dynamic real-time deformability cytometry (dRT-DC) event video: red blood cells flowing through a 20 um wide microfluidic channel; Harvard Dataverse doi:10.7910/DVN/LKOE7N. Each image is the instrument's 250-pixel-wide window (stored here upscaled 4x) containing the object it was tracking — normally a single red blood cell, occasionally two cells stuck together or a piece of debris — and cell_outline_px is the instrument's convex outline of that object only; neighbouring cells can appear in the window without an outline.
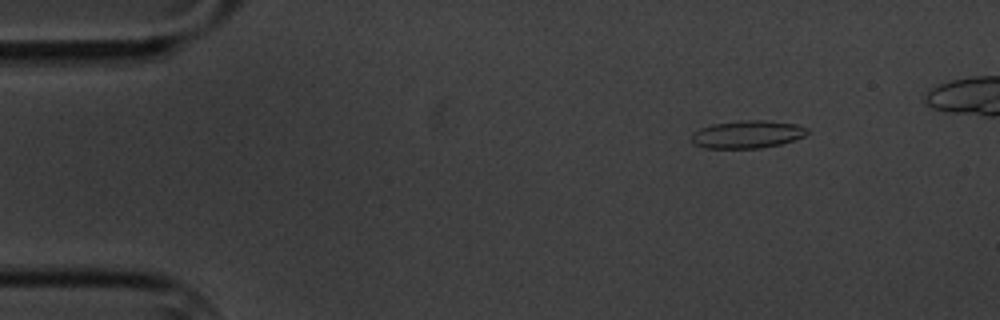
{"species": "common noctule bat (a hibernating species)", "species_latin": "Nyctalus noctula", "temperature_condition": "cold", "stored_images_in_passage": 7, "camera_frame_rate_fps": 3000, "um_per_image_px": 0.085, "animal": {"sex": "male", "body_mass_g": 20.1, "forearm_length_mm": 53.5}, "frame": {"image": 1, "passage_image": 3, "time_ms": 2.333, "image_size_px": [1000, 320], "cell_outline_px": [[808, 132], [804, 136], [780, 144], [760, 148], [704, 148], [692, 144], [688, 136], [692, 132], [700, 128], [712, 124], [740, 120], [764, 120], [796, 124], [808, 128]], "centroid_in_image_um": [63.44, 11.42], "position_along_channel_um": 21.6, "area_um2": 18.9}}
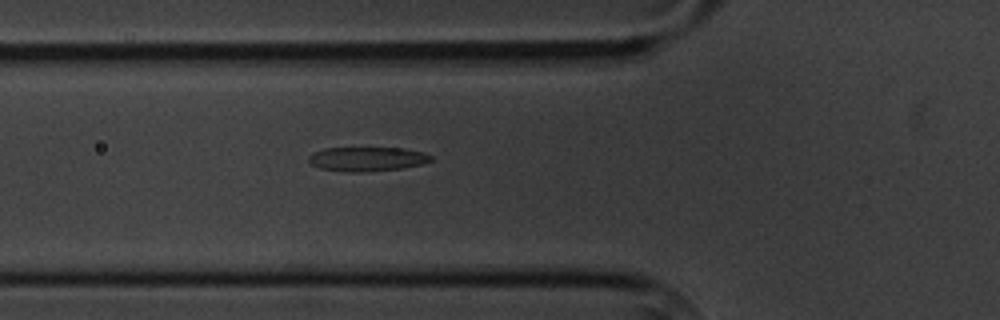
{"frame": {"image": 2, "passage_image": 7, "time_ms": 6.667, "image_size_px": [1000, 320], "cell_outline_px": [[432, 160], [420, 164], [400, 168], [364, 172], [348, 172], [320, 168], [312, 164], [308, 160], [308, 156], [312, 152], [324, 148], [404, 148], [424, 152], [432, 156]], "centroid_in_image_um": [31.18, 13.51], "position_along_channel_um": 94.6, "area_um2": 17.22}}